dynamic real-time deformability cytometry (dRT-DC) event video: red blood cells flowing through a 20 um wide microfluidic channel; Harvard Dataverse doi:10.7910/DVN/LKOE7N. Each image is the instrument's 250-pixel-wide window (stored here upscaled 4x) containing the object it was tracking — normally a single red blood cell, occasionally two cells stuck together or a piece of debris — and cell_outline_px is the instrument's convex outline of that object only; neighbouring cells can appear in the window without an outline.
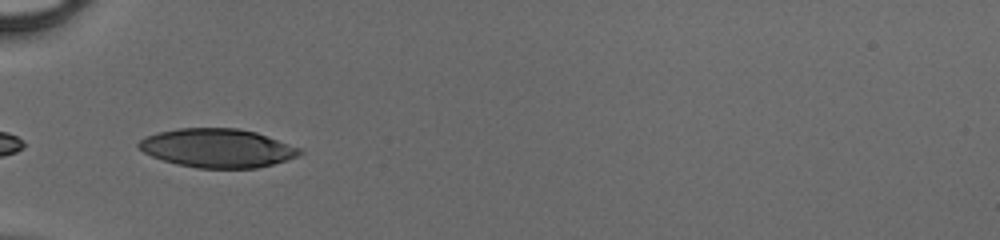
{"species": "human", "species_latin": "Homo sapiens", "temperature_condition": "cold", "stored_images_in_passage": 32, "camera_frame_rate_fps": 3000, "um_per_image_px": 0.085, "donor": {"sex": "male"}, "frame": {"image": 1, "passage_image": 1, "time_ms": 0.0, "image_size_px": [1000, 240], "cell_outline_px": [[304, 152], [296, 156], [272, 164], [256, 168], [196, 168], [176, 164], [152, 156], [136, 148], [136, 144], [144, 136], [160, 132], [180, 128], [236, 128], [256, 132], [300, 148]], "centroid_in_image_um": [18.43, 12.59], "position_along_channel_um": 66.6, "area_um2": 36.18}}
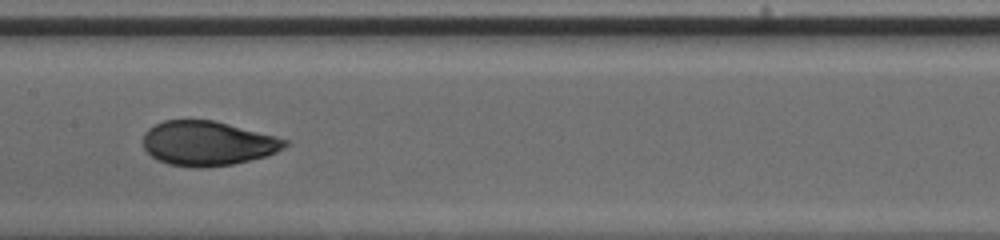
{"frame": {"image": 2, "passage_image": 10, "time_ms": 3.0, "image_size_px": [1000, 240], "cell_outline_px": [[288, 144], [284, 148], [276, 152], [264, 156], [232, 164], [204, 168], [196, 168], [168, 164], [156, 160], [144, 148], [144, 132], [148, 128], [164, 120], [212, 120], [276, 136], [288, 140]], "centroid_in_image_um": [17.63, 12.19], "position_along_channel_um": 189.8, "area_um2": 36.65}}
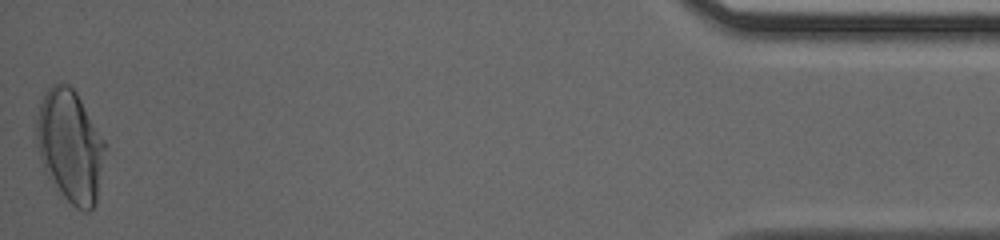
{"frame": {"image": 3, "passage_image": 32, "time_ms": 10.333, "image_size_px": [1000, 240], "cell_outline_px": [[104, 148], [96, 204], [88, 212], [84, 212], [76, 208], [56, 192], [44, 168], [36, 144], [36, 120], [40, 104], [44, 92], [52, 84], [68, 84], [76, 92], [104, 140]], "centroid_in_image_um": [5.92, 12.44], "position_along_channel_um": 429.3, "area_um2": 44.56}}